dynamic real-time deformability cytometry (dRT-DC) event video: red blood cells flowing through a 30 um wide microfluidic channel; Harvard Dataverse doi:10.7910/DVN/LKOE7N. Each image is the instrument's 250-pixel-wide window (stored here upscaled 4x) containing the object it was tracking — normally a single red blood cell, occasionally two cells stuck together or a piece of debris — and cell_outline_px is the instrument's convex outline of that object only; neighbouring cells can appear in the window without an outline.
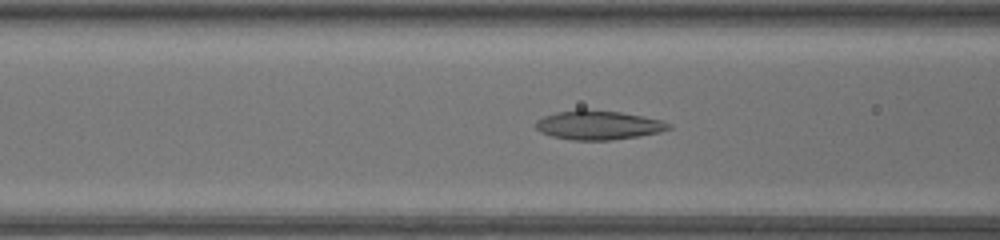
{"species": "common noctule bat (a hibernating species)", "species_latin": "Nyctalus noctula", "temperature_condition": "warm", "stored_images_in_passage": 30, "camera_frame_rate_fps": 3000, "um_per_image_px": 0.085, "animal": {"sex": "female", "body_mass_g": 17.0, "forearm_length_mm": 48.0}, "frame": {"image": 1, "passage_image": 9, "time_ms": 2.667, "image_size_px": [1000, 240], "cell_outline_px": [[672, 128], [660, 132], [640, 136], [612, 140], [572, 140], [552, 136], [540, 132], [536, 128], [536, 120], [544, 116], [556, 112], [576, 108], [584, 108], [620, 112], [660, 120], [672, 124]], "centroid_in_image_um": [50.84, 10.62], "position_along_channel_um": 115.8, "area_um2": 22.77}}
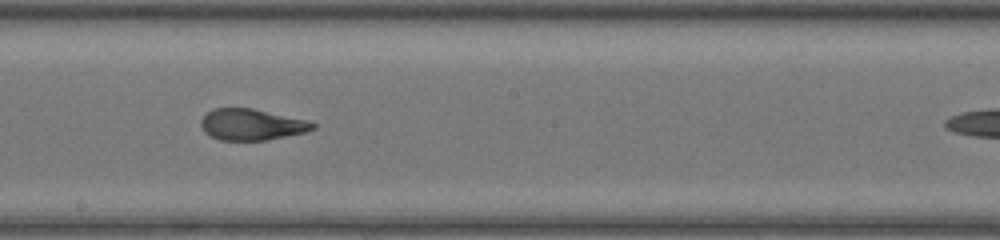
{"frame": {"image": 2, "passage_image": 17, "time_ms": 5.333, "image_size_px": [1000, 240], "cell_outline_px": [[316, 128], [304, 132], [264, 140], [220, 140], [204, 132], [200, 124], [200, 120], [212, 108], [252, 108], [304, 120], [316, 124]], "centroid_in_image_um": [21.33, 10.58], "position_along_channel_um": 226.9, "area_um2": 20.0}}
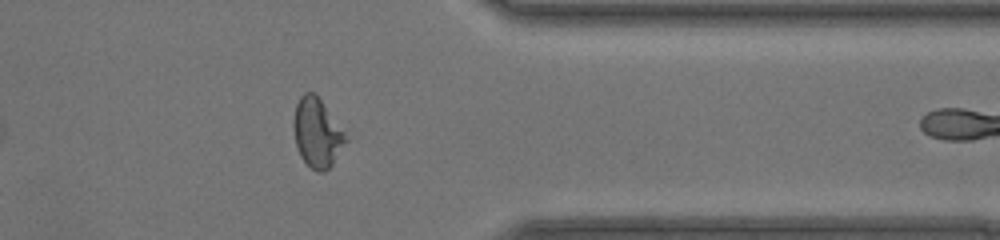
{"frame": {"image": 3, "passage_image": 29, "time_ms": 9.333, "image_size_px": [1000, 240], "cell_outline_px": [[348, 140], [332, 164], [324, 172], [316, 172], [300, 156], [296, 144], [292, 124], [292, 120], [296, 104], [300, 96], [304, 92], [312, 92], [320, 100], [344, 132]], "centroid_in_image_um": [26.92, 11.3], "position_along_channel_um": 384.5, "area_um2": 20.63}}